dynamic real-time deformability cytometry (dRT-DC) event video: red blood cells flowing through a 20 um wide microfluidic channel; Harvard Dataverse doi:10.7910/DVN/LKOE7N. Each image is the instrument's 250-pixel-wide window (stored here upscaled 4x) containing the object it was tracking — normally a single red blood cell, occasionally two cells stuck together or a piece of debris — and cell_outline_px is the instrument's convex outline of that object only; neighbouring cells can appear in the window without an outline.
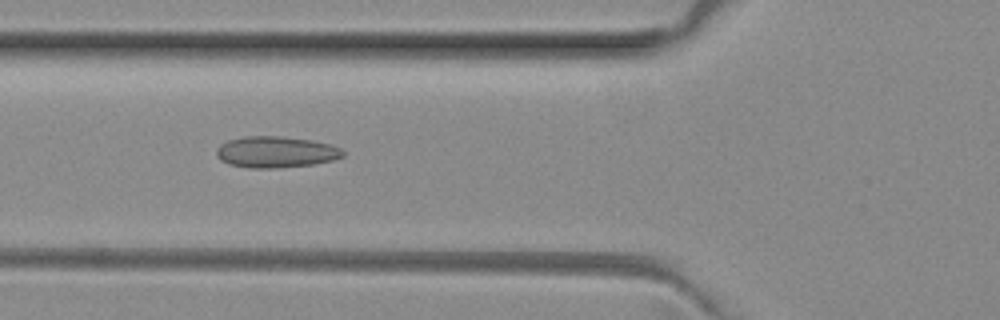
{"species": "common noctule bat (a hibernating species)", "species_latin": "Nyctalus noctula", "temperature_condition": "room temperature", "stored_images_in_passage": 6, "camera_frame_rate_fps": 3000, "um_per_image_px": 0.085, "animal": {"sex": "female", "body_mass_g": 29.2, "forearm_length_mm": 56.3}, "frame": {"image": 1, "passage_image": 4, "time_ms": 1.0, "image_size_px": [1000, 320], "cell_outline_px": [[344, 156], [332, 160], [312, 164], [276, 168], [248, 168], [228, 164], [220, 160], [216, 156], [216, 152], [220, 144], [228, 140], [244, 136], [280, 136], [312, 140], [328, 144], [340, 148], [344, 152]], "centroid_in_image_um": [23.41, 12.92], "position_along_channel_um": 102.4, "area_um2": 23.06}}
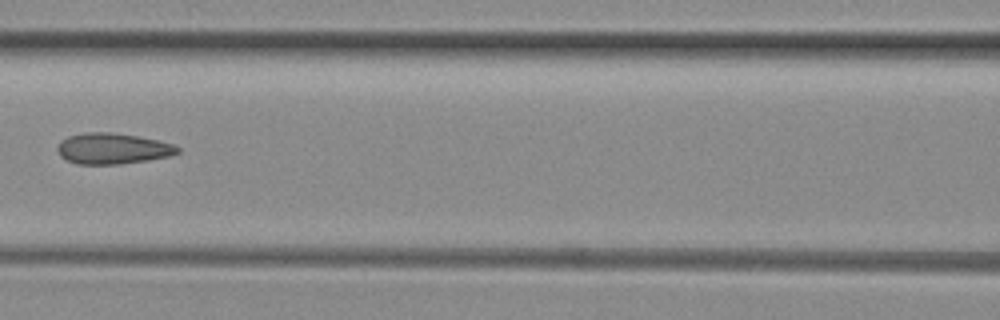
{"frame": {"image": 2, "passage_image": 5, "time_ms": 1.333, "image_size_px": [1000, 320], "cell_outline_px": [[180, 152], [168, 156], [148, 160], [120, 164], [76, 164], [60, 156], [56, 148], [60, 140], [68, 136], [84, 132], [108, 132], [136, 136], [156, 140], [172, 144], [180, 148]], "centroid_in_image_um": [9.53, 12.63], "position_along_channel_um": 157.1, "area_um2": 21.56}}
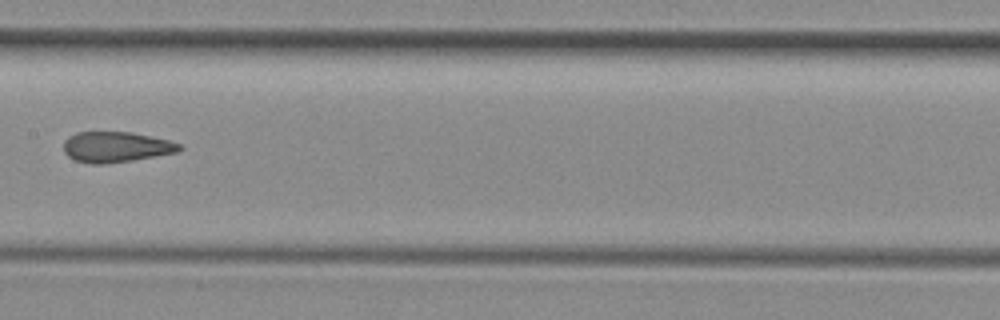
{"frame": {"image": 3, "passage_image": 6, "time_ms": 1.667, "image_size_px": [1000, 320], "cell_outline_px": [[184, 148], [176, 152], [132, 160], [104, 164], [92, 164], [76, 160], [68, 156], [64, 152], [64, 140], [68, 136], [76, 132], [132, 132], [168, 140], [180, 144]], "centroid_in_image_um": [9.84, 12.48], "position_along_channel_um": 197.6, "area_um2": 20.52}}